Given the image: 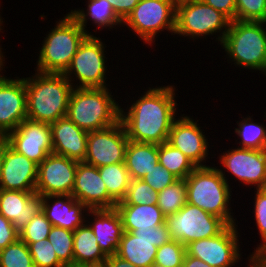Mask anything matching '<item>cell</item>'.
<instances>
[{"mask_svg": "<svg viewBox=\"0 0 266 267\" xmlns=\"http://www.w3.org/2000/svg\"><path fill=\"white\" fill-rule=\"evenodd\" d=\"M254 204L252 205L253 211L251 212L254 214V220L256 225V230L258 229L257 234H259V239H261V243L254 246V252L249 253L257 254V253H266V190L263 188L255 189L254 196L252 198Z\"/></svg>", "mask_w": 266, "mask_h": 267, "instance_id": "36", "label": "cell"}, {"mask_svg": "<svg viewBox=\"0 0 266 267\" xmlns=\"http://www.w3.org/2000/svg\"><path fill=\"white\" fill-rule=\"evenodd\" d=\"M131 233L138 237V239L153 240V245L157 248L171 240L166 223L150 228H138Z\"/></svg>", "mask_w": 266, "mask_h": 267, "instance_id": "42", "label": "cell"}, {"mask_svg": "<svg viewBox=\"0 0 266 267\" xmlns=\"http://www.w3.org/2000/svg\"><path fill=\"white\" fill-rule=\"evenodd\" d=\"M78 161L49 154L39 165L35 193L46 195H71Z\"/></svg>", "mask_w": 266, "mask_h": 267, "instance_id": "15", "label": "cell"}, {"mask_svg": "<svg viewBox=\"0 0 266 267\" xmlns=\"http://www.w3.org/2000/svg\"><path fill=\"white\" fill-rule=\"evenodd\" d=\"M236 20L266 22V0H236Z\"/></svg>", "mask_w": 266, "mask_h": 267, "instance_id": "40", "label": "cell"}, {"mask_svg": "<svg viewBox=\"0 0 266 267\" xmlns=\"http://www.w3.org/2000/svg\"><path fill=\"white\" fill-rule=\"evenodd\" d=\"M71 195L89 209L115 208L116 201L108 194L96 166L78 162Z\"/></svg>", "mask_w": 266, "mask_h": 267, "instance_id": "18", "label": "cell"}, {"mask_svg": "<svg viewBox=\"0 0 266 267\" xmlns=\"http://www.w3.org/2000/svg\"><path fill=\"white\" fill-rule=\"evenodd\" d=\"M149 267H165V266H163L161 264H157V263L154 262Z\"/></svg>", "mask_w": 266, "mask_h": 267, "instance_id": "53", "label": "cell"}, {"mask_svg": "<svg viewBox=\"0 0 266 267\" xmlns=\"http://www.w3.org/2000/svg\"><path fill=\"white\" fill-rule=\"evenodd\" d=\"M110 88H73L66 116L87 132L115 125L120 121L121 102Z\"/></svg>", "mask_w": 266, "mask_h": 267, "instance_id": "5", "label": "cell"}, {"mask_svg": "<svg viewBox=\"0 0 266 267\" xmlns=\"http://www.w3.org/2000/svg\"><path fill=\"white\" fill-rule=\"evenodd\" d=\"M89 210L72 195L43 196L42 212L52 226L75 231L86 222Z\"/></svg>", "mask_w": 266, "mask_h": 267, "instance_id": "22", "label": "cell"}, {"mask_svg": "<svg viewBox=\"0 0 266 267\" xmlns=\"http://www.w3.org/2000/svg\"><path fill=\"white\" fill-rule=\"evenodd\" d=\"M238 226V224L228 225L215 237L190 242L186 245V254L212 267H239L244 255L240 248L243 242L240 239L242 235Z\"/></svg>", "mask_w": 266, "mask_h": 267, "instance_id": "12", "label": "cell"}, {"mask_svg": "<svg viewBox=\"0 0 266 267\" xmlns=\"http://www.w3.org/2000/svg\"><path fill=\"white\" fill-rule=\"evenodd\" d=\"M73 258L74 266L102 264L107 259L86 222L73 231Z\"/></svg>", "mask_w": 266, "mask_h": 267, "instance_id": "27", "label": "cell"}, {"mask_svg": "<svg viewBox=\"0 0 266 267\" xmlns=\"http://www.w3.org/2000/svg\"><path fill=\"white\" fill-rule=\"evenodd\" d=\"M1 6L2 5H1V2H0V9H2ZM0 11H2V10H0ZM1 14L2 13L0 12V34L4 32V31H2L4 29L2 26L5 25V24H3L5 21H3L4 18H2Z\"/></svg>", "mask_w": 266, "mask_h": 267, "instance_id": "51", "label": "cell"}, {"mask_svg": "<svg viewBox=\"0 0 266 267\" xmlns=\"http://www.w3.org/2000/svg\"><path fill=\"white\" fill-rule=\"evenodd\" d=\"M252 117L250 114L239 117L241 119L236 122L238 126L234 129V135H237L235 145L240 148L266 149V124H260L258 120L255 122Z\"/></svg>", "mask_w": 266, "mask_h": 267, "instance_id": "29", "label": "cell"}, {"mask_svg": "<svg viewBox=\"0 0 266 267\" xmlns=\"http://www.w3.org/2000/svg\"><path fill=\"white\" fill-rule=\"evenodd\" d=\"M47 239L65 266L74 265L72 230L52 226Z\"/></svg>", "mask_w": 266, "mask_h": 267, "instance_id": "33", "label": "cell"}, {"mask_svg": "<svg viewBox=\"0 0 266 267\" xmlns=\"http://www.w3.org/2000/svg\"><path fill=\"white\" fill-rule=\"evenodd\" d=\"M187 203V184L185 179H178L173 184L158 192L157 206L165 216L175 214Z\"/></svg>", "mask_w": 266, "mask_h": 267, "instance_id": "32", "label": "cell"}, {"mask_svg": "<svg viewBox=\"0 0 266 267\" xmlns=\"http://www.w3.org/2000/svg\"><path fill=\"white\" fill-rule=\"evenodd\" d=\"M217 11L224 14L230 21L236 20V0H202Z\"/></svg>", "mask_w": 266, "mask_h": 267, "instance_id": "44", "label": "cell"}, {"mask_svg": "<svg viewBox=\"0 0 266 267\" xmlns=\"http://www.w3.org/2000/svg\"><path fill=\"white\" fill-rule=\"evenodd\" d=\"M1 41L2 40L0 38V43ZM3 51H4V48H2V45H0V76L4 75V73H6L5 68H8V67H5L7 64V61H6L7 58L5 57L4 55L5 53Z\"/></svg>", "mask_w": 266, "mask_h": 267, "instance_id": "49", "label": "cell"}, {"mask_svg": "<svg viewBox=\"0 0 266 267\" xmlns=\"http://www.w3.org/2000/svg\"><path fill=\"white\" fill-rule=\"evenodd\" d=\"M165 223L171 240L184 246L195 240L215 237L228 226L220 217L189 203L175 214L166 216Z\"/></svg>", "mask_w": 266, "mask_h": 267, "instance_id": "11", "label": "cell"}, {"mask_svg": "<svg viewBox=\"0 0 266 267\" xmlns=\"http://www.w3.org/2000/svg\"><path fill=\"white\" fill-rule=\"evenodd\" d=\"M214 166L213 162L198 166L187 176V203L220 217L228 225L239 224L231 207L233 188Z\"/></svg>", "mask_w": 266, "mask_h": 267, "instance_id": "4", "label": "cell"}, {"mask_svg": "<svg viewBox=\"0 0 266 267\" xmlns=\"http://www.w3.org/2000/svg\"><path fill=\"white\" fill-rule=\"evenodd\" d=\"M106 48L105 41L99 36L88 35L83 40L70 66L63 73L73 88L112 87L107 80L110 79L107 77L110 72L107 67L110 66L106 62L110 58Z\"/></svg>", "mask_w": 266, "mask_h": 267, "instance_id": "8", "label": "cell"}, {"mask_svg": "<svg viewBox=\"0 0 266 267\" xmlns=\"http://www.w3.org/2000/svg\"><path fill=\"white\" fill-rule=\"evenodd\" d=\"M142 180L148 183L152 189L159 192L173 184L178 178L158 162L154 168L142 177Z\"/></svg>", "mask_w": 266, "mask_h": 267, "instance_id": "41", "label": "cell"}, {"mask_svg": "<svg viewBox=\"0 0 266 267\" xmlns=\"http://www.w3.org/2000/svg\"><path fill=\"white\" fill-rule=\"evenodd\" d=\"M84 267H106V264L102 263V264L84 265Z\"/></svg>", "mask_w": 266, "mask_h": 267, "instance_id": "52", "label": "cell"}, {"mask_svg": "<svg viewBox=\"0 0 266 267\" xmlns=\"http://www.w3.org/2000/svg\"><path fill=\"white\" fill-rule=\"evenodd\" d=\"M129 139L121 121L89 132L85 163L98 167L124 162Z\"/></svg>", "mask_w": 266, "mask_h": 267, "instance_id": "14", "label": "cell"}, {"mask_svg": "<svg viewBox=\"0 0 266 267\" xmlns=\"http://www.w3.org/2000/svg\"><path fill=\"white\" fill-rule=\"evenodd\" d=\"M186 246L181 242L170 240L157 248L155 263L165 267H182Z\"/></svg>", "mask_w": 266, "mask_h": 267, "instance_id": "38", "label": "cell"}, {"mask_svg": "<svg viewBox=\"0 0 266 267\" xmlns=\"http://www.w3.org/2000/svg\"><path fill=\"white\" fill-rule=\"evenodd\" d=\"M38 164L18 153L4 140L0 189L35 191Z\"/></svg>", "mask_w": 266, "mask_h": 267, "instance_id": "19", "label": "cell"}, {"mask_svg": "<svg viewBox=\"0 0 266 267\" xmlns=\"http://www.w3.org/2000/svg\"><path fill=\"white\" fill-rule=\"evenodd\" d=\"M42 204L43 196L35 191L0 189V214L13 223L18 232L42 211Z\"/></svg>", "mask_w": 266, "mask_h": 267, "instance_id": "21", "label": "cell"}, {"mask_svg": "<svg viewBox=\"0 0 266 267\" xmlns=\"http://www.w3.org/2000/svg\"><path fill=\"white\" fill-rule=\"evenodd\" d=\"M19 238V232L9 220L0 214V251Z\"/></svg>", "mask_w": 266, "mask_h": 267, "instance_id": "43", "label": "cell"}, {"mask_svg": "<svg viewBox=\"0 0 266 267\" xmlns=\"http://www.w3.org/2000/svg\"><path fill=\"white\" fill-rule=\"evenodd\" d=\"M100 176L104 181L108 194L118 203L122 201L130 183V176L125 163L110 164L98 167Z\"/></svg>", "mask_w": 266, "mask_h": 267, "instance_id": "30", "label": "cell"}, {"mask_svg": "<svg viewBox=\"0 0 266 267\" xmlns=\"http://www.w3.org/2000/svg\"><path fill=\"white\" fill-rule=\"evenodd\" d=\"M116 15L124 21L140 0H107Z\"/></svg>", "mask_w": 266, "mask_h": 267, "instance_id": "45", "label": "cell"}, {"mask_svg": "<svg viewBox=\"0 0 266 267\" xmlns=\"http://www.w3.org/2000/svg\"><path fill=\"white\" fill-rule=\"evenodd\" d=\"M86 223L94 232L100 249L108 257L116 255L124 229L116 208L90 209Z\"/></svg>", "mask_w": 266, "mask_h": 267, "instance_id": "20", "label": "cell"}, {"mask_svg": "<svg viewBox=\"0 0 266 267\" xmlns=\"http://www.w3.org/2000/svg\"><path fill=\"white\" fill-rule=\"evenodd\" d=\"M0 267H35L28 245L18 238L1 249Z\"/></svg>", "mask_w": 266, "mask_h": 267, "instance_id": "34", "label": "cell"}, {"mask_svg": "<svg viewBox=\"0 0 266 267\" xmlns=\"http://www.w3.org/2000/svg\"><path fill=\"white\" fill-rule=\"evenodd\" d=\"M219 154L217 163L220 166L217 167L230 187L232 184L228 181L230 177L232 180L236 179L235 182L238 180L239 187L241 184L245 185L244 187H254V189L265 187L266 149L257 150L232 146ZM229 175L231 176L229 177ZM232 176L234 177L232 178Z\"/></svg>", "mask_w": 266, "mask_h": 267, "instance_id": "10", "label": "cell"}, {"mask_svg": "<svg viewBox=\"0 0 266 267\" xmlns=\"http://www.w3.org/2000/svg\"><path fill=\"white\" fill-rule=\"evenodd\" d=\"M64 267H84V265H82V266L69 265V266H64Z\"/></svg>", "mask_w": 266, "mask_h": 267, "instance_id": "54", "label": "cell"}, {"mask_svg": "<svg viewBox=\"0 0 266 267\" xmlns=\"http://www.w3.org/2000/svg\"><path fill=\"white\" fill-rule=\"evenodd\" d=\"M51 227V222L41 211L39 214L32 217V219L19 232V238L23 242H37L42 239H47Z\"/></svg>", "mask_w": 266, "mask_h": 267, "instance_id": "39", "label": "cell"}, {"mask_svg": "<svg viewBox=\"0 0 266 267\" xmlns=\"http://www.w3.org/2000/svg\"><path fill=\"white\" fill-rule=\"evenodd\" d=\"M124 163L130 179H142L158 163V144L129 140Z\"/></svg>", "mask_w": 266, "mask_h": 267, "instance_id": "26", "label": "cell"}, {"mask_svg": "<svg viewBox=\"0 0 266 267\" xmlns=\"http://www.w3.org/2000/svg\"><path fill=\"white\" fill-rule=\"evenodd\" d=\"M63 16L55 22V27L50 28L44 35L40 49L38 48L34 71L64 73L80 44L88 36L68 12Z\"/></svg>", "mask_w": 266, "mask_h": 267, "instance_id": "6", "label": "cell"}, {"mask_svg": "<svg viewBox=\"0 0 266 267\" xmlns=\"http://www.w3.org/2000/svg\"><path fill=\"white\" fill-rule=\"evenodd\" d=\"M4 140L18 153L38 165L53 153L49 123L25 119Z\"/></svg>", "mask_w": 266, "mask_h": 267, "instance_id": "16", "label": "cell"}, {"mask_svg": "<svg viewBox=\"0 0 266 267\" xmlns=\"http://www.w3.org/2000/svg\"><path fill=\"white\" fill-rule=\"evenodd\" d=\"M3 158H4V139H0V184H1V174L3 167Z\"/></svg>", "mask_w": 266, "mask_h": 267, "instance_id": "50", "label": "cell"}, {"mask_svg": "<svg viewBox=\"0 0 266 267\" xmlns=\"http://www.w3.org/2000/svg\"><path fill=\"white\" fill-rule=\"evenodd\" d=\"M122 219L124 231L132 232L138 228H150L165 224L166 216L157 204L116 205Z\"/></svg>", "mask_w": 266, "mask_h": 267, "instance_id": "25", "label": "cell"}, {"mask_svg": "<svg viewBox=\"0 0 266 267\" xmlns=\"http://www.w3.org/2000/svg\"><path fill=\"white\" fill-rule=\"evenodd\" d=\"M245 259L248 260L246 267H266V253L248 254Z\"/></svg>", "mask_w": 266, "mask_h": 267, "instance_id": "46", "label": "cell"}, {"mask_svg": "<svg viewBox=\"0 0 266 267\" xmlns=\"http://www.w3.org/2000/svg\"><path fill=\"white\" fill-rule=\"evenodd\" d=\"M171 84L147 87L141 95L126 99L130 105L123 108L120 104V121L130 141L162 144L168 140L172 124L179 117L178 88Z\"/></svg>", "mask_w": 266, "mask_h": 267, "instance_id": "1", "label": "cell"}, {"mask_svg": "<svg viewBox=\"0 0 266 267\" xmlns=\"http://www.w3.org/2000/svg\"><path fill=\"white\" fill-rule=\"evenodd\" d=\"M175 16V0H140L123 21L122 27L128 28L144 45L154 47L161 33L167 31V36L169 33L174 36Z\"/></svg>", "mask_w": 266, "mask_h": 267, "instance_id": "9", "label": "cell"}, {"mask_svg": "<svg viewBox=\"0 0 266 267\" xmlns=\"http://www.w3.org/2000/svg\"><path fill=\"white\" fill-rule=\"evenodd\" d=\"M181 1H185V0H175L176 3L181 2Z\"/></svg>", "mask_w": 266, "mask_h": 267, "instance_id": "55", "label": "cell"}, {"mask_svg": "<svg viewBox=\"0 0 266 267\" xmlns=\"http://www.w3.org/2000/svg\"><path fill=\"white\" fill-rule=\"evenodd\" d=\"M230 22L224 14L202 0H185L176 3L174 35L193 42L198 39L202 42L201 39L204 38L207 41L210 37L212 40L216 39L214 41L220 45Z\"/></svg>", "mask_w": 266, "mask_h": 267, "instance_id": "7", "label": "cell"}, {"mask_svg": "<svg viewBox=\"0 0 266 267\" xmlns=\"http://www.w3.org/2000/svg\"><path fill=\"white\" fill-rule=\"evenodd\" d=\"M158 191L152 189L142 179H131L125 198L116 205L157 204Z\"/></svg>", "mask_w": 266, "mask_h": 267, "instance_id": "35", "label": "cell"}, {"mask_svg": "<svg viewBox=\"0 0 266 267\" xmlns=\"http://www.w3.org/2000/svg\"><path fill=\"white\" fill-rule=\"evenodd\" d=\"M106 267H136L117 255L108 256L105 260Z\"/></svg>", "mask_w": 266, "mask_h": 267, "instance_id": "47", "label": "cell"}, {"mask_svg": "<svg viewBox=\"0 0 266 267\" xmlns=\"http://www.w3.org/2000/svg\"><path fill=\"white\" fill-rule=\"evenodd\" d=\"M85 2L86 5L84 6L87 8H75L68 13L79 23L88 35H94L93 32H89L87 28L90 21L93 24L92 26L96 27V29L94 28V33L96 35L97 28L99 31L104 29L106 31H113V28L119 29V27H122L123 21L116 15L107 0H86Z\"/></svg>", "mask_w": 266, "mask_h": 267, "instance_id": "24", "label": "cell"}, {"mask_svg": "<svg viewBox=\"0 0 266 267\" xmlns=\"http://www.w3.org/2000/svg\"><path fill=\"white\" fill-rule=\"evenodd\" d=\"M156 253L153 240L138 239L131 232L124 231L116 255L136 267H149L155 262Z\"/></svg>", "mask_w": 266, "mask_h": 267, "instance_id": "28", "label": "cell"}, {"mask_svg": "<svg viewBox=\"0 0 266 267\" xmlns=\"http://www.w3.org/2000/svg\"><path fill=\"white\" fill-rule=\"evenodd\" d=\"M220 46L233 69L259 71L266 77V22L231 21ZM264 114L266 120V110Z\"/></svg>", "mask_w": 266, "mask_h": 267, "instance_id": "3", "label": "cell"}, {"mask_svg": "<svg viewBox=\"0 0 266 267\" xmlns=\"http://www.w3.org/2000/svg\"><path fill=\"white\" fill-rule=\"evenodd\" d=\"M28 245L35 267H64L48 239L25 242Z\"/></svg>", "mask_w": 266, "mask_h": 267, "instance_id": "37", "label": "cell"}, {"mask_svg": "<svg viewBox=\"0 0 266 267\" xmlns=\"http://www.w3.org/2000/svg\"><path fill=\"white\" fill-rule=\"evenodd\" d=\"M182 267H212L205 263L204 261L185 254Z\"/></svg>", "mask_w": 266, "mask_h": 267, "instance_id": "48", "label": "cell"}, {"mask_svg": "<svg viewBox=\"0 0 266 267\" xmlns=\"http://www.w3.org/2000/svg\"><path fill=\"white\" fill-rule=\"evenodd\" d=\"M53 153L82 162L86 156L89 132L81 129L67 116L50 123Z\"/></svg>", "mask_w": 266, "mask_h": 267, "instance_id": "23", "label": "cell"}, {"mask_svg": "<svg viewBox=\"0 0 266 267\" xmlns=\"http://www.w3.org/2000/svg\"><path fill=\"white\" fill-rule=\"evenodd\" d=\"M24 79L27 119L50 124L67 115L73 86L63 73L35 71Z\"/></svg>", "mask_w": 266, "mask_h": 267, "instance_id": "2", "label": "cell"}, {"mask_svg": "<svg viewBox=\"0 0 266 267\" xmlns=\"http://www.w3.org/2000/svg\"><path fill=\"white\" fill-rule=\"evenodd\" d=\"M158 162L178 179H186L196 168L187 156L167 141L158 144Z\"/></svg>", "mask_w": 266, "mask_h": 267, "instance_id": "31", "label": "cell"}, {"mask_svg": "<svg viewBox=\"0 0 266 267\" xmlns=\"http://www.w3.org/2000/svg\"><path fill=\"white\" fill-rule=\"evenodd\" d=\"M27 119V94L22 76H0V139H4Z\"/></svg>", "mask_w": 266, "mask_h": 267, "instance_id": "17", "label": "cell"}, {"mask_svg": "<svg viewBox=\"0 0 266 267\" xmlns=\"http://www.w3.org/2000/svg\"><path fill=\"white\" fill-rule=\"evenodd\" d=\"M199 120L193 116L180 114L171 127L167 142L173 147L179 149L187 156L193 164L198 166H209L206 163L210 159V139L206 136L204 127L200 126ZM203 128V129H201ZM204 131V132H203ZM209 139V140H208Z\"/></svg>", "mask_w": 266, "mask_h": 267, "instance_id": "13", "label": "cell"}]
</instances>
